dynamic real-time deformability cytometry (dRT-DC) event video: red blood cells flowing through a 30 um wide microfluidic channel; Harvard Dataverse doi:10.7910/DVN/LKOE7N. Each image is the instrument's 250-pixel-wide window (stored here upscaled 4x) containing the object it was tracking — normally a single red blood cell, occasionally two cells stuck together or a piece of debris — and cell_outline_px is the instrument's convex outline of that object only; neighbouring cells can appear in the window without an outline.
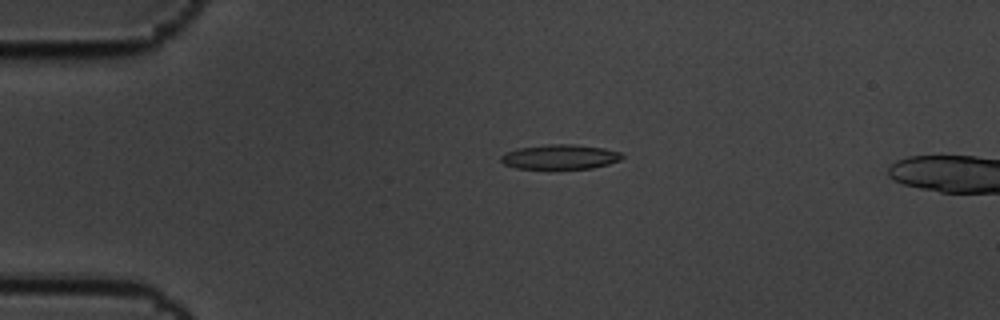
{"species": "common noctule bat (a hibernating species)", "species_latin": "Nyctalus noctula", "temperature_condition": "cold", "stored_images_in_passage": 3, "camera_frame_rate_fps": 3000, "um_per_image_px": 0.085, "animal": {"sex": "male", "body_mass_g": 19.5, "forearm_length_mm": 54.6}, "frame": {"image": 1, "passage_image": 1, "time_ms": 0.0, "image_size_px": [1000, 320], "cell_outline_px": [[624, 156], [620, 160], [608, 164], [592, 168], [516, 168], [504, 164], [500, 160], [500, 156], [516, 148], [548, 144], [572, 144], [604, 148], [620, 152]], "centroid_in_image_um": [47.6, 13.32], "position_along_channel_um": 37.4, "area_um2": 17.28}}